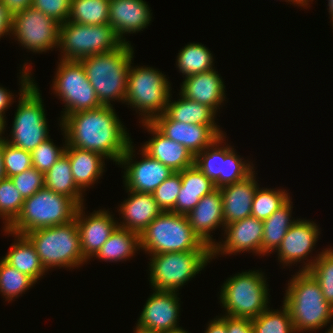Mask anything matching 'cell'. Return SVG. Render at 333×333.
I'll use <instances>...</instances> for the list:
<instances>
[{
  "mask_svg": "<svg viewBox=\"0 0 333 333\" xmlns=\"http://www.w3.org/2000/svg\"><path fill=\"white\" fill-rule=\"evenodd\" d=\"M59 126L67 146L99 153L116 164L132 142L113 105L69 114Z\"/></svg>",
  "mask_w": 333,
  "mask_h": 333,
  "instance_id": "obj_1",
  "label": "cell"
},
{
  "mask_svg": "<svg viewBox=\"0 0 333 333\" xmlns=\"http://www.w3.org/2000/svg\"><path fill=\"white\" fill-rule=\"evenodd\" d=\"M29 69L25 62L20 71V97L10 131L11 138L4 137V140L12 146L31 152L50 136L42 96Z\"/></svg>",
  "mask_w": 333,
  "mask_h": 333,
  "instance_id": "obj_2",
  "label": "cell"
},
{
  "mask_svg": "<svg viewBox=\"0 0 333 333\" xmlns=\"http://www.w3.org/2000/svg\"><path fill=\"white\" fill-rule=\"evenodd\" d=\"M133 54L134 50L129 42L111 52L79 60L102 105L111 106L110 102L115 100L124 103Z\"/></svg>",
  "mask_w": 333,
  "mask_h": 333,
  "instance_id": "obj_3",
  "label": "cell"
},
{
  "mask_svg": "<svg viewBox=\"0 0 333 333\" xmlns=\"http://www.w3.org/2000/svg\"><path fill=\"white\" fill-rule=\"evenodd\" d=\"M288 281L283 304L288 308L295 332L314 331L333 320V307L308 271H298Z\"/></svg>",
  "mask_w": 333,
  "mask_h": 333,
  "instance_id": "obj_4",
  "label": "cell"
},
{
  "mask_svg": "<svg viewBox=\"0 0 333 333\" xmlns=\"http://www.w3.org/2000/svg\"><path fill=\"white\" fill-rule=\"evenodd\" d=\"M140 248L149 255L211 251L194 233L187 215L163 211L140 234Z\"/></svg>",
  "mask_w": 333,
  "mask_h": 333,
  "instance_id": "obj_5",
  "label": "cell"
},
{
  "mask_svg": "<svg viewBox=\"0 0 333 333\" xmlns=\"http://www.w3.org/2000/svg\"><path fill=\"white\" fill-rule=\"evenodd\" d=\"M25 236L33 244L46 271L56 267H69L70 270L87 262L81 251L75 219L63 225L33 230Z\"/></svg>",
  "mask_w": 333,
  "mask_h": 333,
  "instance_id": "obj_6",
  "label": "cell"
},
{
  "mask_svg": "<svg viewBox=\"0 0 333 333\" xmlns=\"http://www.w3.org/2000/svg\"><path fill=\"white\" fill-rule=\"evenodd\" d=\"M78 207L71 198L43 187L24 200L21 213L7 230L25 235L39 228L63 225L74 220Z\"/></svg>",
  "mask_w": 333,
  "mask_h": 333,
  "instance_id": "obj_7",
  "label": "cell"
},
{
  "mask_svg": "<svg viewBox=\"0 0 333 333\" xmlns=\"http://www.w3.org/2000/svg\"><path fill=\"white\" fill-rule=\"evenodd\" d=\"M264 273L259 270L236 273L221 286L220 303L225 315L254 319L269 306V289Z\"/></svg>",
  "mask_w": 333,
  "mask_h": 333,
  "instance_id": "obj_8",
  "label": "cell"
},
{
  "mask_svg": "<svg viewBox=\"0 0 333 333\" xmlns=\"http://www.w3.org/2000/svg\"><path fill=\"white\" fill-rule=\"evenodd\" d=\"M127 78L126 105L135 108L142 122H151L165 112L171 94V84L162 72L153 67H132ZM141 112V113H140Z\"/></svg>",
  "mask_w": 333,
  "mask_h": 333,
  "instance_id": "obj_9",
  "label": "cell"
},
{
  "mask_svg": "<svg viewBox=\"0 0 333 333\" xmlns=\"http://www.w3.org/2000/svg\"><path fill=\"white\" fill-rule=\"evenodd\" d=\"M153 290L177 292L212 260L211 251L166 252L149 255Z\"/></svg>",
  "mask_w": 333,
  "mask_h": 333,
  "instance_id": "obj_10",
  "label": "cell"
},
{
  "mask_svg": "<svg viewBox=\"0 0 333 333\" xmlns=\"http://www.w3.org/2000/svg\"><path fill=\"white\" fill-rule=\"evenodd\" d=\"M123 42L110 24L85 25L66 21L60 24V60H76L86 56L111 52Z\"/></svg>",
  "mask_w": 333,
  "mask_h": 333,
  "instance_id": "obj_11",
  "label": "cell"
},
{
  "mask_svg": "<svg viewBox=\"0 0 333 333\" xmlns=\"http://www.w3.org/2000/svg\"><path fill=\"white\" fill-rule=\"evenodd\" d=\"M56 71L53 91L65 104L60 122L69 114L102 106L80 61L60 60Z\"/></svg>",
  "mask_w": 333,
  "mask_h": 333,
  "instance_id": "obj_12",
  "label": "cell"
},
{
  "mask_svg": "<svg viewBox=\"0 0 333 333\" xmlns=\"http://www.w3.org/2000/svg\"><path fill=\"white\" fill-rule=\"evenodd\" d=\"M59 28L55 19L31 6L13 15L11 35L27 50L42 53L58 48Z\"/></svg>",
  "mask_w": 333,
  "mask_h": 333,
  "instance_id": "obj_13",
  "label": "cell"
},
{
  "mask_svg": "<svg viewBox=\"0 0 333 333\" xmlns=\"http://www.w3.org/2000/svg\"><path fill=\"white\" fill-rule=\"evenodd\" d=\"M132 144L133 142L128 146L118 163L119 166L122 165L121 168L124 166L123 183L125 189L140 193H153L174 171L147 155L143 150L140 151L142 159L134 161L132 158H135V154H133L135 149H133Z\"/></svg>",
  "mask_w": 333,
  "mask_h": 333,
  "instance_id": "obj_14",
  "label": "cell"
},
{
  "mask_svg": "<svg viewBox=\"0 0 333 333\" xmlns=\"http://www.w3.org/2000/svg\"><path fill=\"white\" fill-rule=\"evenodd\" d=\"M151 123L167 138L185 146L195 157L225 133L218 125L187 124L172 120L165 112Z\"/></svg>",
  "mask_w": 333,
  "mask_h": 333,
  "instance_id": "obj_15",
  "label": "cell"
},
{
  "mask_svg": "<svg viewBox=\"0 0 333 333\" xmlns=\"http://www.w3.org/2000/svg\"><path fill=\"white\" fill-rule=\"evenodd\" d=\"M320 228L313 221L298 219L287 231L285 237L282 239L281 245L277 249L278 260L281 264L290 266L303 260L304 262L300 271L309 270L313 263L316 261L314 256L313 260H308L309 254L314 250L315 244L318 241ZM309 261V262H308ZM308 262V263H307ZM305 265V266H304Z\"/></svg>",
  "mask_w": 333,
  "mask_h": 333,
  "instance_id": "obj_16",
  "label": "cell"
},
{
  "mask_svg": "<svg viewBox=\"0 0 333 333\" xmlns=\"http://www.w3.org/2000/svg\"><path fill=\"white\" fill-rule=\"evenodd\" d=\"M263 231V221L253 216L227 224L224 227V241L211 248L212 259L220 254L233 255L245 251L261 256Z\"/></svg>",
  "mask_w": 333,
  "mask_h": 333,
  "instance_id": "obj_17",
  "label": "cell"
},
{
  "mask_svg": "<svg viewBox=\"0 0 333 333\" xmlns=\"http://www.w3.org/2000/svg\"><path fill=\"white\" fill-rule=\"evenodd\" d=\"M146 300L137 324L140 327L166 333L179 327L180 303L174 291L153 290Z\"/></svg>",
  "mask_w": 333,
  "mask_h": 333,
  "instance_id": "obj_18",
  "label": "cell"
},
{
  "mask_svg": "<svg viewBox=\"0 0 333 333\" xmlns=\"http://www.w3.org/2000/svg\"><path fill=\"white\" fill-rule=\"evenodd\" d=\"M84 209V205L79 206L74 219L80 233L81 251L83 257L88 261L98 253L118 226V222L108 210H94L93 213L85 217Z\"/></svg>",
  "mask_w": 333,
  "mask_h": 333,
  "instance_id": "obj_19",
  "label": "cell"
},
{
  "mask_svg": "<svg viewBox=\"0 0 333 333\" xmlns=\"http://www.w3.org/2000/svg\"><path fill=\"white\" fill-rule=\"evenodd\" d=\"M151 21L152 13L144 0L109 1V24L123 43L129 42L123 35L141 32Z\"/></svg>",
  "mask_w": 333,
  "mask_h": 333,
  "instance_id": "obj_20",
  "label": "cell"
},
{
  "mask_svg": "<svg viewBox=\"0 0 333 333\" xmlns=\"http://www.w3.org/2000/svg\"><path fill=\"white\" fill-rule=\"evenodd\" d=\"M222 207L221 190L217 188L202 197L187 214L194 233L210 248L217 243L210 232L216 230V228L222 227L224 229L225 227Z\"/></svg>",
  "mask_w": 333,
  "mask_h": 333,
  "instance_id": "obj_21",
  "label": "cell"
},
{
  "mask_svg": "<svg viewBox=\"0 0 333 333\" xmlns=\"http://www.w3.org/2000/svg\"><path fill=\"white\" fill-rule=\"evenodd\" d=\"M142 124L153 136L141 147L147 155L170 167L174 172L194 165L195 157L185 146L167 138L151 122Z\"/></svg>",
  "mask_w": 333,
  "mask_h": 333,
  "instance_id": "obj_22",
  "label": "cell"
},
{
  "mask_svg": "<svg viewBox=\"0 0 333 333\" xmlns=\"http://www.w3.org/2000/svg\"><path fill=\"white\" fill-rule=\"evenodd\" d=\"M215 69L184 78L180 94L185 98L204 104L215 112L225 100V85Z\"/></svg>",
  "mask_w": 333,
  "mask_h": 333,
  "instance_id": "obj_23",
  "label": "cell"
},
{
  "mask_svg": "<svg viewBox=\"0 0 333 333\" xmlns=\"http://www.w3.org/2000/svg\"><path fill=\"white\" fill-rule=\"evenodd\" d=\"M254 172L241 181L220 188L225 226L251 216L253 197L259 185Z\"/></svg>",
  "mask_w": 333,
  "mask_h": 333,
  "instance_id": "obj_24",
  "label": "cell"
},
{
  "mask_svg": "<svg viewBox=\"0 0 333 333\" xmlns=\"http://www.w3.org/2000/svg\"><path fill=\"white\" fill-rule=\"evenodd\" d=\"M129 197L120 204L123 222L118 227L141 234L143 230L163 211L157 205L152 193L127 190Z\"/></svg>",
  "mask_w": 333,
  "mask_h": 333,
  "instance_id": "obj_25",
  "label": "cell"
},
{
  "mask_svg": "<svg viewBox=\"0 0 333 333\" xmlns=\"http://www.w3.org/2000/svg\"><path fill=\"white\" fill-rule=\"evenodd\" d=\"M182 185L172 212L187 215L202 197L210 194L216 188L215 184L206 177L195 165L179 171Z\"/></svg>",
  "mask_w": 333,
  "mask_h": 333,
  "instance_id": "obj_26",
  "label": "cell"
},
{
  "mask_svg": "<svg viewBox=\"0 0 333 333\" xmlns=\"http://www.w3.org/2000/svg\"><path fill=\"white\" fill-rule=\"evenodd\" d=\"M65 154L69 158L74 181L84 192L95 184L105 171L106 158L99 153L66 146Z\"/></svg>",
  "mask_w": 333,
  "mask_h": 333,
  "instance_id": "obj_27",
  "label": "cell"
},
{
  "mask_svg": "<svg viewBox=\"0 0 333 333\" xmlns=\"http://www.w3.org/2000/svg\"><path fill=\"white\" fill-rule=\"evenodd\" d=\"M3 230L9 236L13 234L16 241L11 244L8 253L2 259L18 271L33 278L36 282L40 280V277L45 275L46 270L42 266L31 241L25 235L11 233L5 228Z\"/></svg>",
  "mask_w": 333,
  "mask_h": 333,
  "instance_id": "obj_28",
  "label": "cell"
},
{
  "mask_svg": "<svg viewBox=\"0 0 333 333\" xmlns=\"http://www.w3.org/2000/svg\"><path fill=\"white\" fill-rule=\"evenodd\" d=\"M138 250L140 234L117 226L94 257L105 262H118L128 260Z\"/></svg>",
  "mask_w": 333,
  "mask_h": 333,
  "instance_id": "obj_29",
  "label": "cell"
},
{
  "mask_svg": "<svg viewBox=\"0 0 333 333\" xmlns=\"http://www.w3.org/2000/svg\"><path fill=\"white\" fill-rule=\"evenodd\" d=\"M44 187L71 198L78 206L84 204V193L74 181L70 161L66 154L44 174Z\"/></svg>",
  "mask_w": 333,
  "mask_h": 333,
  "instance_id": "obj_30",
  "label": "cell"
},
{
  "mask_svg": "<svg viewBox=\"0 0 333 333\" xmlns=\"http://www.w3.org/2000/svg\"><path fill=\"white\" fill-rule=\"evenodd\" d=\"M291 200L289 199L263 221L262 255L277 251L289 228L298 221L291 218L293 208Z\"/></svg>",
  "mask_w": 333,
  "mask_h": 333,
  "instance_id": "obj_31",
  "label": "cell"
},
{
  "mask_svg": "<svg viewBox=\"0 0 333 333\" xmlns=\"http://www.w3.org/2000/svg\"><path fill=\"white\" fill-rule=\"evenodd\" d=\"M179 95L180 99L173 102L171 101L172 96L170 95L165 110V113L172 120L187 124L217 125L215 123L217 112H215L212 108L189 100L180 93Z\"/></svg>",
  "mask_w": 333,
  "mask_h": 333,
  "instance_id": "obj_32",
  "label": "cell"
},
{
  "mask_svg": "<svg viewBox=\"0 0 333 333\" xmlns=\"http://www.w3.org/2000/svg\"><path fill=\"white\" fill-rule=\"evenodd\" d=\"M213 61L211 51L204 44L189 43L179 51L176 65L179 71L187 77L214 69Z\"/></svg>",
  "mask_w": 333,
  "mask_h": 333,
  "instance_id": "obj_33",
  "label": "cell"
},
{
  "mask_svg": "<svg viewBox=\"0 0 333 333\" xmlns=\"http://www.w3.org/2000/svg\"><path fill=\"white\" fill-rule=\"evenodd\" d=\"M110 0H72L67 21L85 25L109 24Z\"/></svg>",
  "mask_w": 333,
  "mask_h": 333,
  "instance_id": "obj_34",
  "label": "cell"
},
{
  "mask_svg": "<svg viewBox=\"0 0 333 333\" xmlns=\"http://www.w3.org/2000/svg\"><path fill=\"white\" fill-rule=\"evenodd\" d=\"M254 333H296L288 308L283 304L280 310L270 307L251 319Z\"/></svg>",
  "mask_w": 333,
  "mask_h": 333,
  "instance_id": "obj_35",
  "label": "cell"
},
{
  "mask_svg": "<svg viewBox=\"0 0 333 333\" xmlns=\"http://www.w3.org/2000/svg\"><path fill=\"white\" fill-rule=\"evenodd\" d=\"M36 281L0 260V293L9 302L33 287Z\"/></svg>",
  "mask_w": 333,
  "mask_h": 333,
  "instance_id": "obj_36",
  "label": "cell"
},
{
  "mask_svg": "<svg viewBox=\"0 0 333 333\" xmlns=\"http://www.w3.org/2000/svg\"><path fill=\"white\" fill-rule=\"evenodd\" d=\"M289 199L290 196L284 189H267L258 186L252 201L251 216L264 221Z\"/></svg>",
  "mask_w": 333,
  "mask_h": 333,
  "instance_id": "obj_37",
  "label": "cell"
},
{
  "mask_svg": "<svg viewBox=\"0 0 333 333\" xmlns=\"http://www.w3.org/2000/svg\"><path fill=\"white\" fill-rule=\"evenodd\" d=\"M224 138L226 135L219 137L211 146L198 153L194 159V165L213 183L219 179L220 175H223L224 145L221 143H225Z\"/></svg>",
  "mask_w": 333,
  "mask_h": 333,
  "instance_id": "obj_38",
  "label": "cell"
},
{
  "mask_svg": "<svg viewBox=\"0 0 333 333\" xmlns=\"http://www.w3.org/2000/svg\"><path fill=\"white\" fill-rule=\"evenodd\" d=\"M239 157L231 145L224 146L223 175L214 183L216 188L241 181L254 171V166L249 161ZM252 165V166H251Z\"/></svg>",
  "mask_w": 333,
  "mask_h": 333,
  "instance_id": "obj_39",
  "label": "cell"
},
{
  "mask_svg": "<svg viewBox=\"0 0 333 333\" xmlns=\"http://www.w3.org/2000/svg\"><path fill=\"white\" fill-rule=\"evenodd\" d=\"M23 196L20 191L15 187L10 178L0 180V217L5 220L3 222L5 229H7L21 213Z\"/></svg>",
  "mask_w": 333,
  "mask_h": 333,
  "instance_id": "obj_40",
  "label": "cell"
},
{
  "mask_svg": "<svg viewBox=\"0 0 333 333\" xmlns=\"http://www.w3.org/2000/svg\"><path fill=\"white\" fill-rule=\"evenodd\" d=\"M307 271L318 282L325 300L333 307V248L322 250Z\"/></svg>",
  "mask_w": 333,
  "mask_h": 333,
  "instance_id": "obj_41",
  "label": "cell"
},
{
  "mask_svg": "<svg viewBox=\"0 0 333 333\" xmlns=\"http://www.w3.org/2000/svg\"><path fill=\"white\" fill-rule=\"evenodd\" d=\"M67 140L58 147L48 138L31 151L32 166L45 174L65 154Z\"/></svg>",
  "mask_w": 333,
  "mask_h": 333,
  "instance_id": "obj_42",
  "label": "cell"
},
{
  "mask_svg": "<svg viewBox=\"0 0 333 333\" xmlns=\"http://www.w3.org/2000/svg\"><path fill=\"white\" fill-rule=\"evenodd\" d=\"M3 167L6 178L32 168L31 152L12 146L3 139Z\"/></svg>",
  "mask_w": 333,
  "mask_h": 333,
  "instance_id": "obj_43",
  "label": "cell"
},
{
  "mask_svg": "<svg viewBox=\"0 0 333 333\" xmlns=\"http://www.w3.org/2000/svg\"><path fill=\"white\" fill-rule=\"evenodd\" d=\"M181 185L180 172H174L152 193L162 211H171L175 207Z\"/></svg>",
  "mask_w": 333,
  "mask_h": 333,
  "instance_id": "obj_44",
  "label": "cell"
},
{
  "mask_svg": "<svg viewBox=\"0 0 333 333\" xmlns=\"http://www.w3.org/2000/svg\"><path fill=\"white\" fill-rule=\"evenodd\" d=\"M10 179L24 199L31 197L44 187V174L34 167L10 177Z\"/></svg>",
  "mask_w": 333,
  "mask_h": 333,
  "instance_id": "obj_45",
  "label": "cell"
},
{
  "mask_svg": "<svg viewBox=\"0 0 333 333\" xmlns=\"http://www.w3.org/2000/svg\"><path fill=\"white\" fill-rule=\"evenodd\" d=\"M72 0H33L32 7L62 24L68 20Z\"/></svg>",
  "mask_w": 333,
  "mask_h": 333,
  "instance_id": "obj_46",
  "label": "cell"
},
{
  "mask_svg": "<svg viewBox=\"0 0 333 333\" xmlns=\"http://www.w3.org/2000/svg\"><path fill=\"white\" fill-rule=\"evenodd\" d=\"M227 333H254L251 319L227 316Z\"/></svg>",
  "mask_w": 333,
  "mask_h": 333,
  "instance_id": "obj_47",
  "label": "cell"
},
{
  "mask_svg": "<svg viewBox=\"0 0 333 333\" xmlns=\"http://www.w3.org/2000/svg\"><path fill=\"white\" fill-rule=\"evenodd\" d=\"M13 15L7 7L0 1V38L4 35H9L12 32Z\"/></svg>",
  "mask_w": 333,
  "mask_h": 333,
  "instance_id": "obj_48",
  "label": "cell"
},
{
  "mask_svg": "<svg viewBox=\"0 0 333 333\" xmlns=\"http://www.w3.org/2000/svg\"><path fill=\"white\" fill-rule=\"evenodd\" d=\"M9 90L5 89L4 87L0 86V119L4 122V127H6V121H5V112L8 109L9 106L14 102L13 93H10ZM13 96V97H12ZM12 102V103H11Z\"/></svg>",
  "mask_w": 333,
  "mask_h": 333,
  "instance_id": "obj_49",
  "label": "cell"
},
{
  "mask_svg": "<svg viewBox=\"0 0 333 333\" xmlns=\"http://www.w3.org/2000/svg\"><path fill=\"white\" fill-rule=\"evenodd\" d=\"M205 333H227V316H216L214 320H211L206 327Z\"/></svg>",
  "mask_w": 333,
  "mask_h": 333,
  "instance_id": "obj_50",
  "label": "cell"
},
{
  "mask_svg": "<svg viewBox=\"0 0 333 333\" xmlns=\"http://www.w3.org/2000/svg\"><path fill=\"white\" fill-rule=\"evenodd\" d=\"M14 15L32 6L33 0H0Z\"/></svg>",
  "mask_w": 333,
  "mask_h": 333,
  "instance_id": "obj_51",
  "label": "cell"
},
{
  "mask_svg": "<svg viewBox=\"0 0 333 333\" xmlns=\"http://www.w3.org/2000/svg\"><path fill=\"white\" fill-rule=\"evenodd\" d=\"M6 178L3 167V140H0V180Z\"/></svg>",
  "mask_w": 333,
  "mask_h": 333,
  "instance_id": "obj_52",
  "label": "cell"
},
{
  "mask_svg": "<svg viewBox=\"0 0 333 333\" xmlns=\"http://www.w3.org/2000/svg\"><path fill=\"white\" fill-rule=\"evenodd\" d=\"M135 327L136 328L134 330V333H161V332H158V331H154V330H150V329L140 327L138 325H136Z\"/></svg>",
  "mask_w": 333,
  "mask_h": 333,
  "instance_id": "obj_53",
  "label": "cell"
},
{
  "mask_svg": "<svg viewBox=\"0 0 333 333\" xmlns=\"http://www.w3.org/2000/svg\"><path fill=\"white\" fill-rule=\"evenodd\" d=\"M328 6H329V8H328L329 11L328 12H329V15L331 17L330 19L333 22V0H328Z\"/></svg>",
  "mask_w": 333,
  "mask_h": 333,
  "instance_id": "obj_54",
  "label": "cell"
},
{
  "mask_svg": "<svg viewBox=\"0 0 333 333\" xmlns=\"http://www.w3.org/2000/svg\"><path fill=\"white\" fill-rule=\"evenodd\" d=\"M286 2H292V4L300 5L301 7H307L301 0H286Z\"/></svg>",
  "mask_w": 333,
  "mask_h": 333,
  "instance_id": "obj_55",
  "label": "cell"
},
{
  "mask_svg": "<svg viewBox=\"0 0 333 333\" xmlns=\"http://www.w3.org/2000/svg\"><path fill=\"white\" fill-rule=\"evenodd\" d=\"M6 128L4 127V122L0 119V140L4 139V136L2 137V134L4 133V130Z\"/></svg>",
  "mask_w": 333,
  "mask_h": 333,
  "instance_id": "obj_56",
  "label": "cell"
},
{
  "mask_svg": "<svg viewBox=\"0 0 333 333\" xmlns=\"http://www.w3.org/2000/svg\"><path fill=\"white\" fill-rule=\"evenodd\" d=\"M166 333H189V332L184 330L183 328H180V329L169 331V332H166Z\"/></svg>",
  "mask_w": 333,
  "mask_h": 333,
  "instance_id": "obj_57",
  "label": "cell"
},
{
  "mask_svg": "<svg viewBox=\"0 0 333 333\" xmlns=\"http://www.w3.org/2000/svg\"><path fill=\"white\" fill-rule=\"evenodd\" d=\"M330 329L327 330V332L325 333H333V324L331 325V327H329Z\"/></svg>",
  "mask_w": 333,
  "mask_h": 333,
  "instance_id": "obj_58",
  "label": "cell"
},
{
  "mask_svg": "<svg viewBox=\"0 0 333 333\" xmlns=\"http://www.w3.org/2000/svg\"><path fill=\"white\" fill-rule=\"evenodd\" d=\"M306 6H308L309 5V3L308 2H310V1H313V0H301Z\"/></svg>",
  "mask_w": 333,
  "mask_h": 333,
  "instance_id": "obj_59",
  "label": "cell"
}]
</instances>
